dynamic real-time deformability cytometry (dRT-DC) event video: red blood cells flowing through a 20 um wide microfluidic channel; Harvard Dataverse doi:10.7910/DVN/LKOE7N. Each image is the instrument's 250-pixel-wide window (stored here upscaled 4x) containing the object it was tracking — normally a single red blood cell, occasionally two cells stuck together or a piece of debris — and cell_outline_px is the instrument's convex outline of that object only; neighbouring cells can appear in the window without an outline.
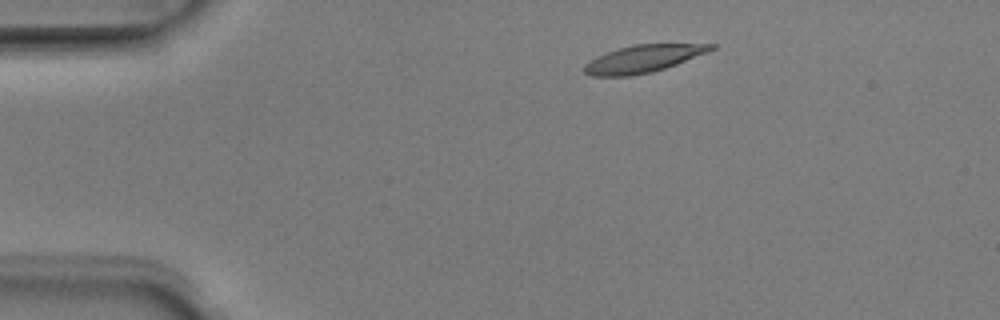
{"species": "Egyptian fruit bat (a non-hibernating species)", "species_latin": "Rousettus aegyptiacus", "temperature_condition": "room temperature", "stored_images_in_passage": 6, "camera_frame_rate_fps": 3000, "um_per_image_px": 0.085, "animal": {"sex": "male"}, "frame": {"image": 1, "passage_image": 1, "time_ms": 0.0, "image_size_px": [1000, 320], "cell_outline_px": [[716, 48], [708, 52], [676, 64], [652, 72], [628, 76], [592, 76], [584, 72], [584, 64], [596, 56], [632, 44], [716, 44]], "centroid_in_image_um": [54.66, 4.99], "position_along_channel_um": 30.3, "area_um2": 20.06}}
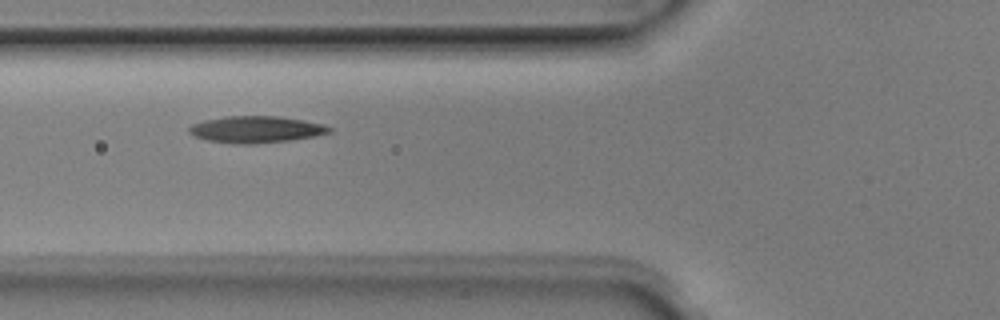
{"frame": {"image": 2, "passage_image": 4, "time_ms": 1.0, "image_size_px": [1000, 320], "cell_outline_px": [[332, 132], [312, 136], [288, 140], [252, 144], [240, 144], [208, 140], [196, 136], [188, 132], [188, 128], [192, 124], [204, 120], [228, 116], [280, 116], [304, 120], [324, 124], [332, 128]], "centroid_in_image_um": [21.77, 10.99], "position_along_channel_um": 104.0, "area_um2": 21.62}}
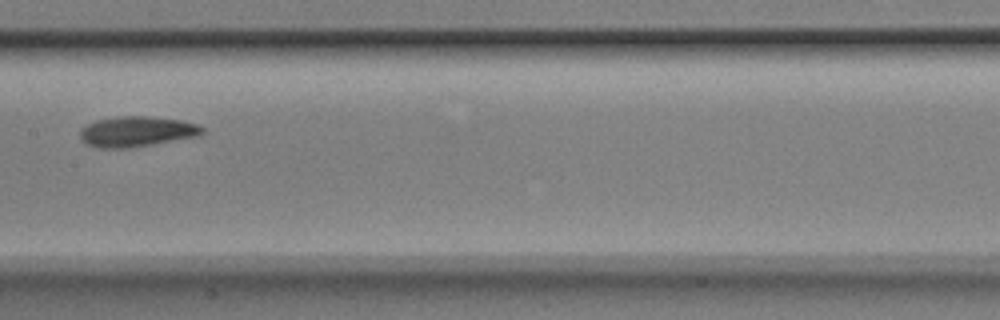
{"frame": {"image": 3, "passage_image": 6, "time_ms": 1.667, "image_size_px": [1000, 320], "cell_outline_px": [[204, 132], [200, 136], [128, 148], [96, 148], [84, 144], [80, 140], [80, 128], [96, 120], [116, 116], [148, 116], [180, 120], [196, 124], [204, 128]], "centroid_in_image_um": [11.58, 11.19], "position_along_channel_um": 195.8, "area_um2": 21.85}}